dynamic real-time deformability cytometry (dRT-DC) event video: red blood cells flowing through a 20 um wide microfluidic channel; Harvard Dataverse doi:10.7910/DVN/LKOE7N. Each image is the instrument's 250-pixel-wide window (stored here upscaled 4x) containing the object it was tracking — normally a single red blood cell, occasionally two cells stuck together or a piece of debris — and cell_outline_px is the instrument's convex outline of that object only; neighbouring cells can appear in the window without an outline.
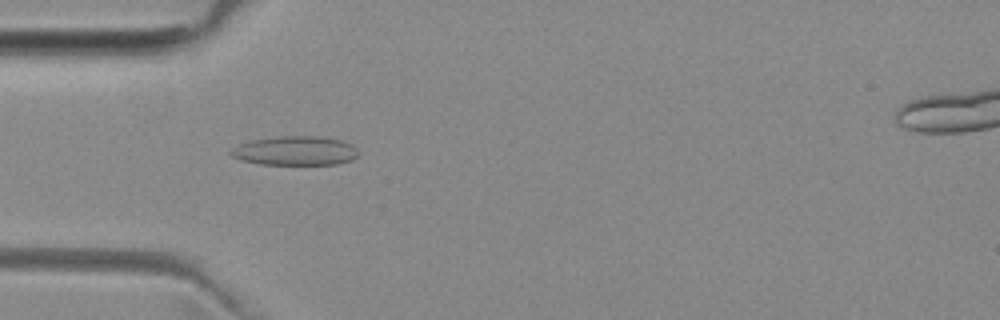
{"species": "common noctule bat (a hibernating species)", "species_latin": "Nyctalus noctula", "temperature_condition": "room temperature", "stored_images_in_passage": 7, "camera_frame_rate_fps": 3000, "um_per_image_px": 0.085, "animal": {"sex": "female", "body_mass_g": 29.2, "forearm_length_mm": 56.3}, "frame": {"image": 1, "passage_image": 5, "time_ms": 4.333, "image_size_px": [1000, 320], "cell_outline_px": [[360, 152], [352, 160], [336, 164], [260, 164], [240, 160], [232, 156], [228, 152], [232, 148], [240, 144], [252, 140], [276, 136], [320, 136], [340, 140], [352, 144]], "centroid_in_image_um": [25.09, 12.81], "position_along_channel_um": 59.9, "area_um2": 21.73}}
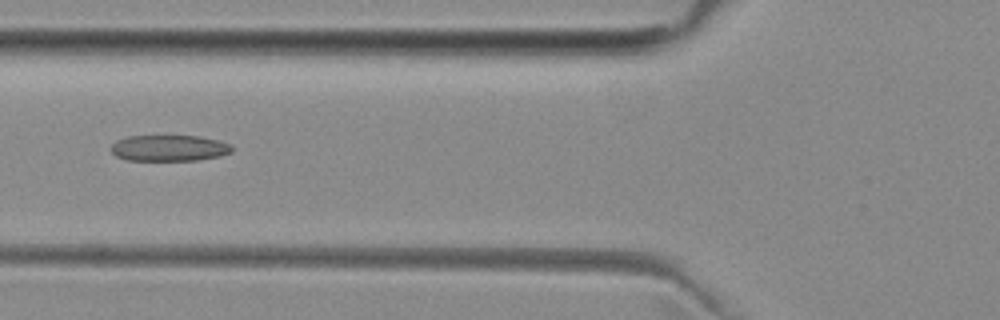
{"frame": {"image": 2, "passage_image": 6, "time_ms": 5.667, "image_size_px": [1000, 320], "cell_outline_px": [[232, 152], [220, 156], [196, 160], [128, 160], [116, 156], [108, 148], [116, 140], [128, 136], [200, 136], [220, 140], [232, 144]], "centroid_in_image_um": [14.38, 12.58], "position_along_channel_um": 111.4, "area_um2": 18.55}}
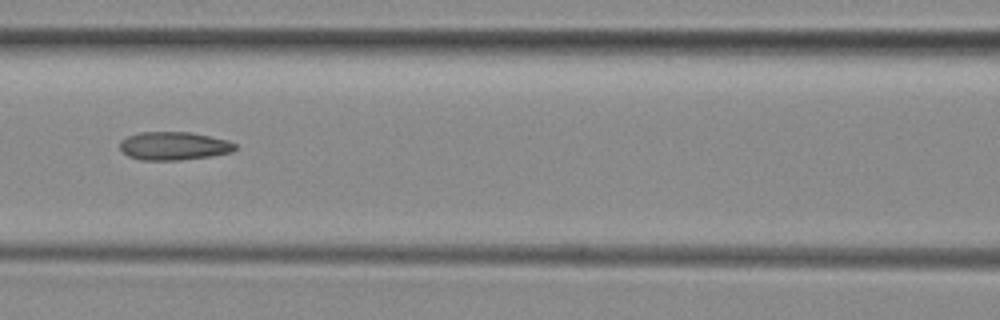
{"frame": {"image": 3, "passage_image": 7, "time_ms": 6.667, "image_size_px": [1000, 320], "cell_outline_px": [[236, 148], [232, 152], [212, 156], [180, 160], [140, 160], [128, 156], [120, 148], [120, 140], [128, 136], [140, 132], [188, 132], [228, 140], [236, 144]], "centroid_in_image_um": [14.77, 12.41], "position_along_channel_um": 151.8, "area_um2": 18.96}}